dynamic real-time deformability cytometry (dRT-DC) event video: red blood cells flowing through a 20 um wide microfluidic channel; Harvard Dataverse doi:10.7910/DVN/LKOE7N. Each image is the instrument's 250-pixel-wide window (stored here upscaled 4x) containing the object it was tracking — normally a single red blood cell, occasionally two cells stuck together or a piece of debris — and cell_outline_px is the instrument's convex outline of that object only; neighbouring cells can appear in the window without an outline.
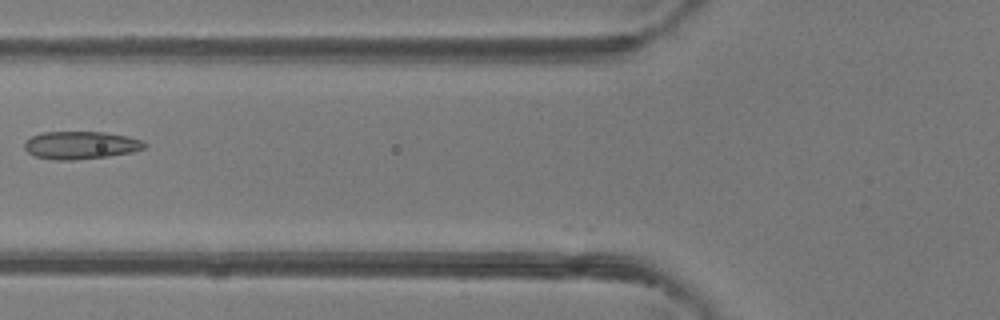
{"species": "common noctule bat (a hibernating species)", "species_latin": "Nyctalus noctula", "temperature_condition": "room temperature", "stored_images_in_passage": 35, "camera_frame_rate_fps": 3000, "um_per_image_px": 0.085, "animal": {"sex": "female"}, "frame": {"image": 1, "passage_image": 5, "time_ms": 1.333, "image_size_px": [1000, 320], "cell_outline_px": [[148, 144], [144, 148], [132, 152], [108, 156], [72, 160], [52, 160], [36, 156], [28, 152], [24, 148], [24, 140], [40, 132], [104, 132], [128, 136], [144, 140]], "centroid_in_image_um": [6.86, 12.33], "position_along_channel_um": 118.9, "area_um2": 19.59}}
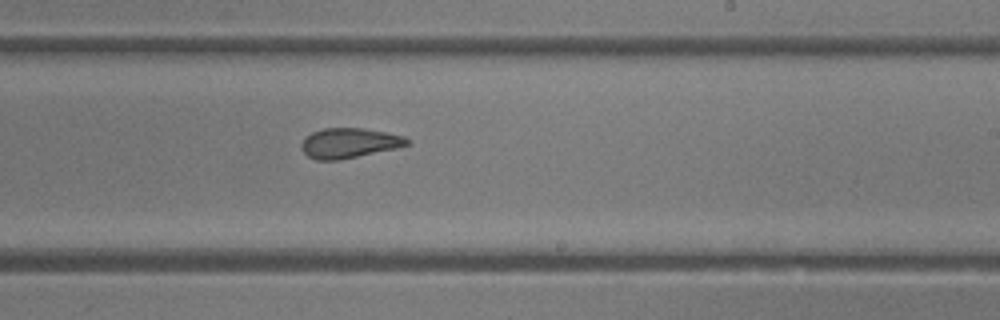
{"frame": {"image": 2, "passage_image": 15, "time_ms": 4.667, "image_size_px": [1000, 320], "cell_outline_px": [[412, 140], [408, 144], [396, 148], [340, 160], [316, 160], [308, 156], [300, 148], [300, 144], [312, 132], [324, 128], [364, 128], [404, 136]], "centroid_in_image_um": [29.68, 12.16], "position_along_channel_um": 259.3, "area_um2": 18.38}}
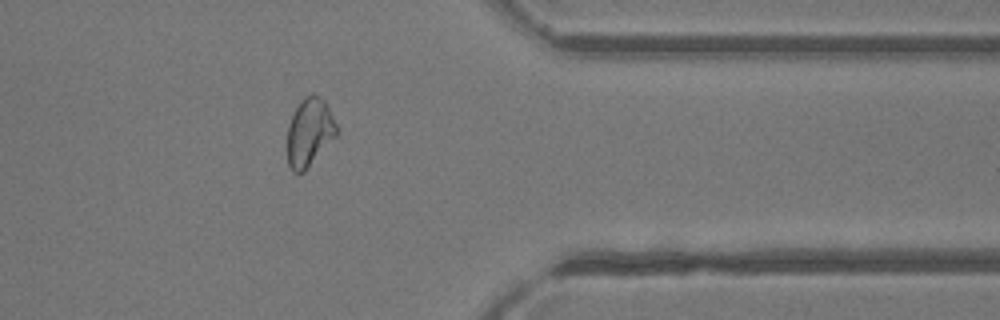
{"frame": {"image": 3, "passage_image": 25, "time_ms": 8.0, "image_size_px": [1000, 320], "cell_outline_px": [[336, 136], [304, 172], [292, 172], [288, 164], [288, 124], [292, 112], [300, 100], [304, 96], [312, 92], [320, 96], [324, 100], [336, 124]], "centroid_in_image_um": [26.28, 11.21], "position_along_channel_um": 385.1, "area_um2": 19.59}, "authors_computed_cell_mechanics": {"area_um2": 18.9584, "velocity_mm_per_s": 4.2128, "shape_relaxation_time_tau1_ms": 4.097, "shape_relaxation_time_tau2_ms": 1.4056, "deformation_change_tau1": 0.1386, "deformation_change_tau2": 0.0468}}